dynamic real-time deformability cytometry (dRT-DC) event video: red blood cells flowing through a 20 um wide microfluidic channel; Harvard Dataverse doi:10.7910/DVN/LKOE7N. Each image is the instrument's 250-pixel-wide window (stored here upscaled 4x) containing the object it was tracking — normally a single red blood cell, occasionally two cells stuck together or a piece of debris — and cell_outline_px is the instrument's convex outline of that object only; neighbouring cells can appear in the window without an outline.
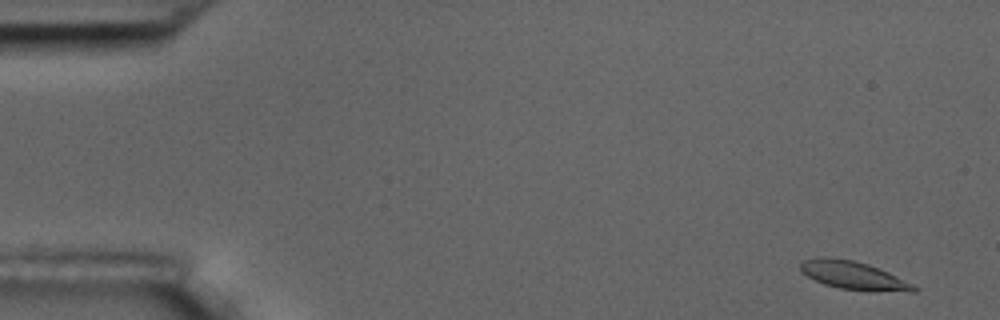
{"species": "common noctule bat (a hibernating species)", "species_latin": "Nyctalus noctula", "temperature_condition": "room temperature", "stored_images_in_passage": 6, "camera_frame_rate_fps": 3000, "um_per_image_px": 0.085, "animal": {"sex": "male", "body_mass_g": 17.5, "forearm_length_mm": 52.3}, "frame": {"image": 1, "passage_image": 1, "time_ms": 0.0, "image_size_px": [1000, 320], "cell_outline_px": [[920, 288], [916, 292], [868, 292], [840, 288], [824, 284], [800, 272], [800, 264], [804, 260], [816, 256], [824, 256], [852, 260], [868, 264], [888, 272]], "centroid_in_image_um": [72.56, 23.43], "position_along_channel_um": 12.4, "area_um2": 18.9}}
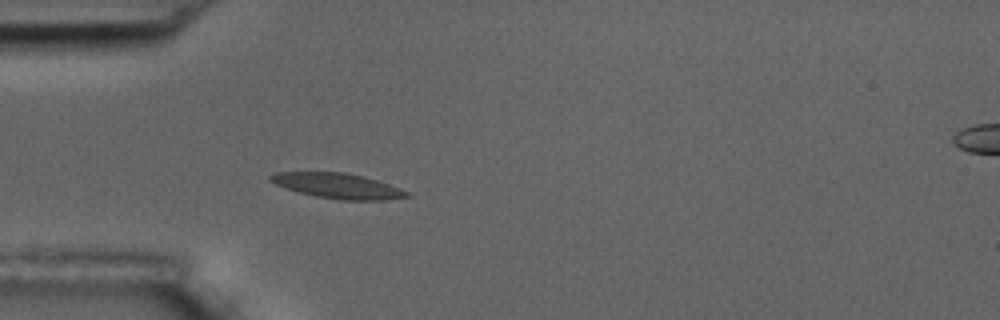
{"frame": {"image": 2, "passage_image": 5, "time_ms": 4.667, "image_size_px": [1000, 320], "cell_outline_px": [[412, 196], [384, 200], [340, 200], [316, 196], [284, 188], [268, 180], [268, 176], [276, 172], [344, 172], [364, 176], [388, 184], [408, 192]], "centroid_in_image_um": [28.68, 15.79], "position_along_channel_um": 56.3, "area_um2": 19.94}}